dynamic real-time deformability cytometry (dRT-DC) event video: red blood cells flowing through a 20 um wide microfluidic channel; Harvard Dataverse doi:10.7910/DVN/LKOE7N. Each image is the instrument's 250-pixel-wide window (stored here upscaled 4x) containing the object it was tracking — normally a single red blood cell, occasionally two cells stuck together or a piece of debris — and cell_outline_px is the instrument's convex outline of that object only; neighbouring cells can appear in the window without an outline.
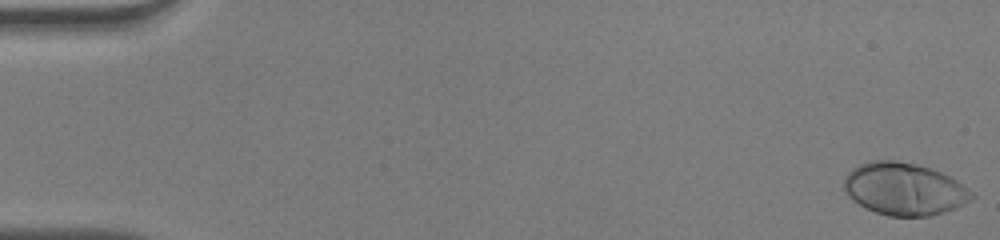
{"species": "human", "species_latin": "Homo sapiens", "temperature_condition": "warm", "stored_images_in_passage": 51, "camera_frame_rate_fps": 3000, "um_per_image_px": 0.085, "donor": {"sex": "male"}, "frame": {"image": 1, "passage_image": 1, "time_ms": 0.0, "image_size_px": [1000, 240], "cell_outline_px": [[976, 196], [964, 204], [956, 208], [944, 212], [928, 216], [888, 216], [876, 212], [852, 200], [848, 196], [844, 188], [844, 180], [848, 172], [852, 168], [860, 164], [872, 160], [896, 160], [916, 164], [940, 172], [956, 180], [972, 192]], "centroid_in_image_um": [76.85, 16.06], "position_along_channel_um": 8.2, "area_um2": 38.78}}
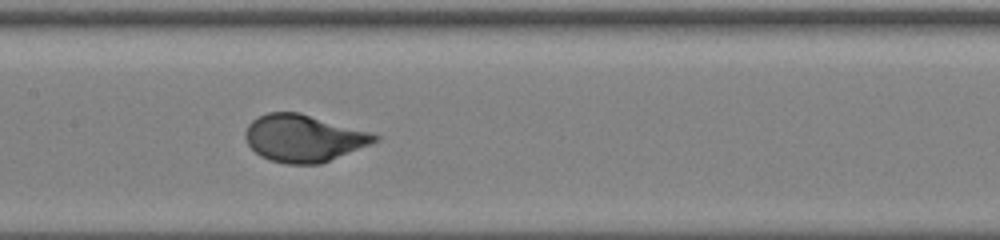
{"frame": {"image": 2, "passage_image": 26, "time_ms": 8.333, "image_size_px": [1000, 240], "cell_outline_px": [[380, 140], [320, 164], [288, 164], [268, 160], [260, 156], [248, 144], [244, 136], [244, 132], [248, 124], [252, 120], [268, 112], [300, 112], [372, 132], [380, 136]], "centroid_in_image_um": [25.81, 11.74], "position_along_channel_um": 181.6, "area_um2": 35.66}}
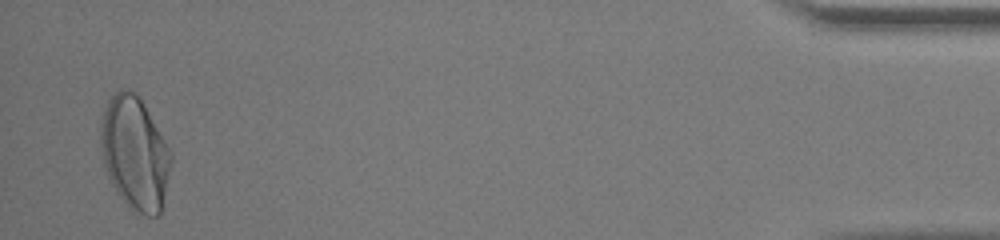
{"frame": {"image": 3, "passage_image": 50, "time_ms": 16.333, "image_size_px": [1000, 240], "cell_outline_px": [[172, 164], [160, 212], [156, 216], [148, 216], [124, 204], [116, 192], [108, 176], [104, 164], [100, 148], [100, 124], [108, 100], [120, 88], [128, 88], [136, 92], [140, 96], [172, 152]], "centroid_in_image_um": [11.46, 12.98], "position_along_channel_um": 423.7, "area_um2": 46.59}, "authors_computed_cell_mechanics": {"area_um2": 35.7782, "velocity_mm_per_s": 4.0455, "shape_relaxation_time_tau1_ms": 2.57, "shape_relaxation_time_tau2_ms": null, "deformation_change_tau1": 0.2034, "deformation_change_tau2": null}}